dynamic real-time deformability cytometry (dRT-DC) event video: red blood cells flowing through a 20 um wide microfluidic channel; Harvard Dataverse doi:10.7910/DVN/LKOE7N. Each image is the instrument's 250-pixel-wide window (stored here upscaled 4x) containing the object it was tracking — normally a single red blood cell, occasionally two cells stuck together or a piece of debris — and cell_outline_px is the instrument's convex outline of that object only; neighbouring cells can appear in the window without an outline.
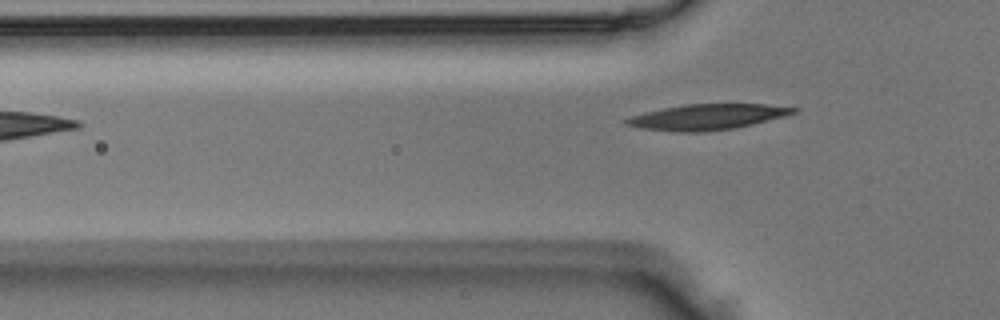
{"species": "Egyptian fruit bat (a non-hibernating species)", "species_latin": "Rousettus aegyptiacus", "temperature_condition": "room temperature", "stored_images_in_passage": 2, "camera_frame_rate_fps": 3000, "um_per_image_px": 0.085, "animal": {"sex": "male"}, "frame": {"image": 1, "passage_image": 2, "time_ms": 0.333, "image_size_px": [1000, 320], "cell_outline_px": [[800, 108], [796, 112], [784, 116], [752, 124], [732, 128], [704, 132], [676, 132], [640, 128], [624, 124], [624, 120], [632, 116], [664, 108], [684, 104], [764, 104]], "centroid_in_image_um": [60.12, 9.94], "position_along_channel_um": 65.7, "area_um2": 24.68}}